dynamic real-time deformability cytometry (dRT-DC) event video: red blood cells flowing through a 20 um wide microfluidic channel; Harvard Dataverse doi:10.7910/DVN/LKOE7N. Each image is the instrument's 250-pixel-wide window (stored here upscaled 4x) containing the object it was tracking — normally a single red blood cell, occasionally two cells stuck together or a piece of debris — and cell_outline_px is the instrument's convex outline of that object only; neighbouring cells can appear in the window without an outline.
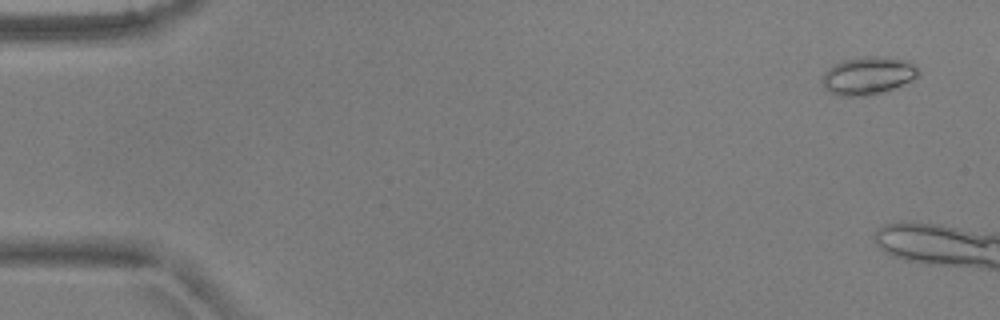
{"species": "common noctule bat (a hibernating species)", "species_latin": "Nyctalus noctula", "temperature_condition": "warm", "stored_images_in_passage": 5, "camera_frame_rate_fps": 3000, "um_per_image_px": 0.085, "animal": {"sex": "male", "body_mass_g": 17.9, "forearm_length_mm": 54.2}, "frame": {"image": 1, "passage_image": 1, "time_ms": 0.0, "image_size_px": [1000, 320], "cell_outline_px": [[920, 76], [884, 92], [864, 96], [840, 96], [828, 92], [824, 84], [824, 76], [828, 68], [844, 60], [868, 56], [884, 56], [908, 60], [920, 68]], "centroid_in_image_um": [73.85, 6.42], "position_along_channel_um": 11.1, "area_um2": 21.15}}